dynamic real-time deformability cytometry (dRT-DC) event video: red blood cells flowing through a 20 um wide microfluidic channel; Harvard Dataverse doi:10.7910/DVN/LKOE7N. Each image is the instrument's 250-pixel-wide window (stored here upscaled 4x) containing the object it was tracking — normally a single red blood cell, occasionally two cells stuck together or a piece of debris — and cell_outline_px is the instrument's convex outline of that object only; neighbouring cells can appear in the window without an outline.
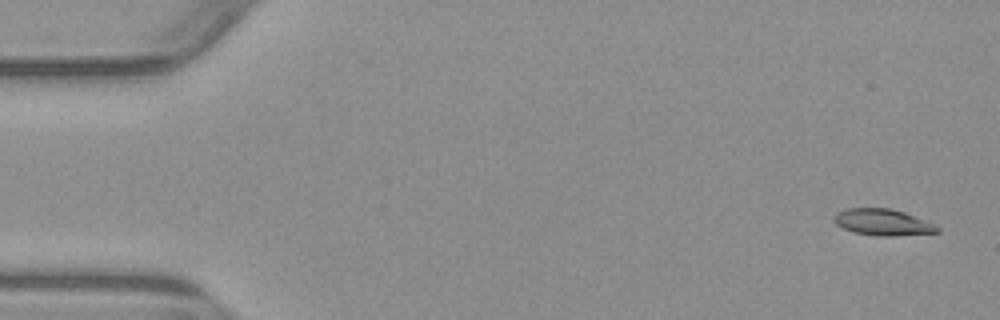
{"species": "common noctule bat (a hibernating species)", "species_latin": "Nyctalus noctula", "temperature_condition": "warm", "stored_images_in_passage": 6, "camera_frame_rate_fps": 3000, "um_per_image_px": 0.085, "animal": {"sex": "male", "body_mass_g": 23.1, "forearm_length_mm": 52.7}, "frame": {"image": 1, "passage_image": 1, "time_ms": 0.0, "image_size_px": [1000, 320], "cell_outline_px": [[940, 232], [896, 236], [876, 236], [856, 232], [844, 228], [836, 224], [832, 220], [836, 212], [848, 208], [888, 208], [904, 212], [936, 224], [940, 228]], "centroid_in_image_um": [75.06, 18.89], "position_along_channel_um": 9.9, "area_um2": 15.95}}
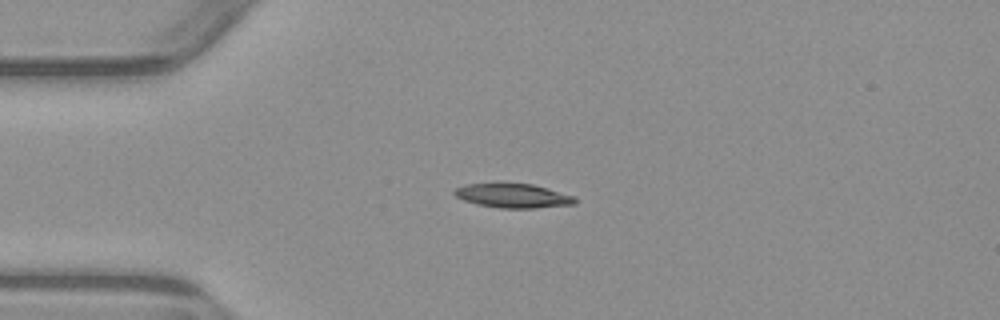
{"frame": {"image": 2, "passage_image": 4, "time_ms": 3.667, "image_size_px": [1000, 320], "cell_outline_px": [[576, 204], [536, 208], [500, 208], [476, 204], [464, 200], [456, 196], [452, 192], [456, 188], [464, 184], [532, 184], [548, 188], [576, 196]], "centroid_in_image_um": [43.64, 16.65], "position_along_channel_um": 41.4, "area_um2": 16.94}}
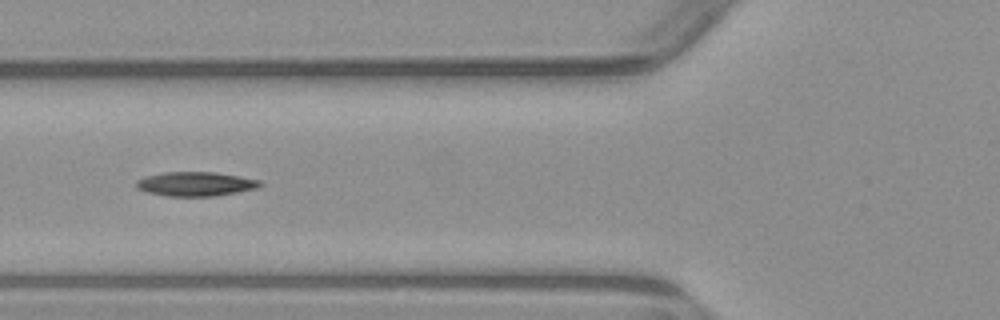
{"frame": {"image": 3, "passage_image": 6, "time_ms": 6.0, "image_size_px": [1000, 320], "cell_outline_px": [[264, 184], [256, 188], [236, 192], [212, 196], [168, 196], [148, 192], [136, 188], [136, 180], [148, 176], [164, 172], [216, 172], [260, 180]], "centroid_in_image_um": [16.63, 15.63], "position_along_channel_um": 109.2, "area_um2": 17.28}}